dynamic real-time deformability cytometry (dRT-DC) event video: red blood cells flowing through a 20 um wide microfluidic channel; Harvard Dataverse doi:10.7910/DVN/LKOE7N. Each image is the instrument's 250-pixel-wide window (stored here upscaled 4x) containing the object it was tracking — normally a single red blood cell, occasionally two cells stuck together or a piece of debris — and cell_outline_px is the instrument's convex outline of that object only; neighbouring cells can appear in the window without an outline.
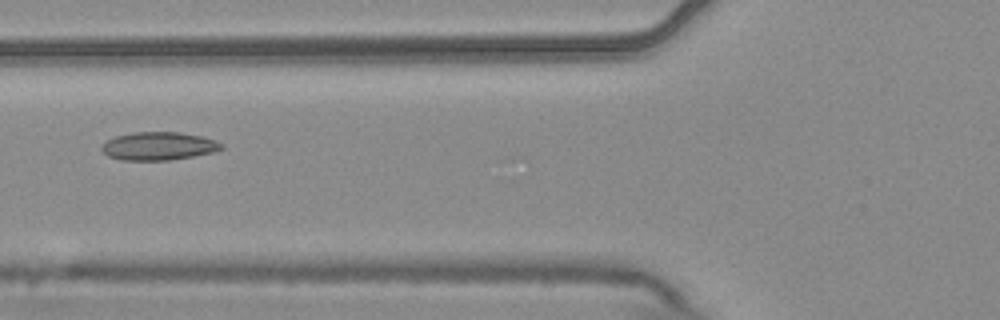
{"species": "common noctule bat (a hibernating species)", "species_latin": "Nyctalus noctula", "temperature_condition": "warm", "stored_images_in_passage": 4, "camera_frame_rate_fps": 3000, "um_per_image_px": 0.085, "animal": {"sex": "male", "body_mass_g": 20.4}, "frame": {"image": 1, "passage_image": 3, "time_ms": 0.667, "image_size_px": [1000, 320], "cell_outline_px": [[224, 148], [212, 152], [192, 156], [168, 160], [120, 160], [108, 156], [100, 148], [108, 140], [116, 136], [136, 132], [180, 132], [200, 136], [216, 140], [224, 144]], "centroid_in_image_um": [13.5, 12.41], "position_along_channel_um": 112.3, "area_um2": 19.48}}
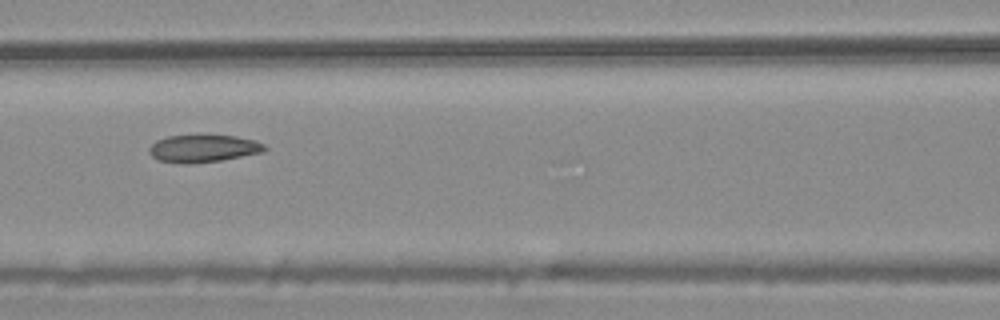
{"frame": {"image": 2, "passage_image": 4, "time_ms": 1.0, "image_size_px": [1000, 320], "cell_outline_px": [[268, 148], [264, 152], [220, 160], [192, 164], [180, 164], [156, 160], [148, 152], [148, 148], [156, 140], [168, 136], [196, 132], [204, 132], [236, 136], [256, 140], [264, 144]], "centroid_in_image_um": [17.25, 12.57], "position_along_channel_um": 149.3, "area_um2": 19.65}}